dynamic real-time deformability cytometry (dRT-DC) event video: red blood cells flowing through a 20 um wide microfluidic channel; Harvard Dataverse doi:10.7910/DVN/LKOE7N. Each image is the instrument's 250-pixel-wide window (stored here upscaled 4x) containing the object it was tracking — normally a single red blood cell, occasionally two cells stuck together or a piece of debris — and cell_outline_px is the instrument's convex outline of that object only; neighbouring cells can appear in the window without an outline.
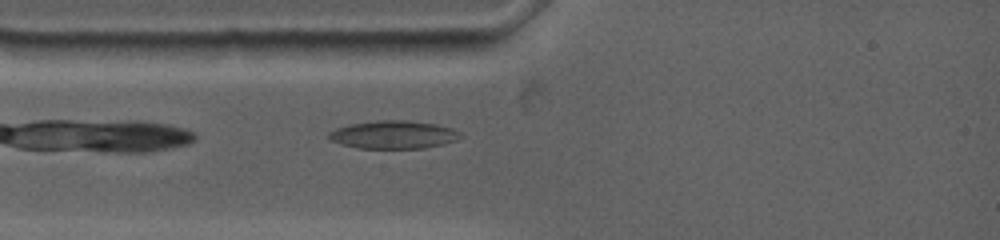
{"species": "common noctule bat (a hibernating species)", "species_latin": "Nyctalus noctula", "temperature_condition": "warm", "stored_images_in_passage": 59, "camera_frame_rate_fps": 4500, "um_per_image_px": 0.085, "animal": {"sex": "female", "body_mass_g": 19.0, "forearm_length_mm": 53.3}, "frame": {"image": 1, "passage_image": 4, "time_ms": 0.667, "image_size_px": [1000, 240], "cell_outline_px": [[464, 136], [456, 140], [444, 144], [424, 148], [356, 148], [340, 144], [328, 140], [328, 132], [336, 128], [348, 124], [376, 120], [404, 120], [436, 124], [452, 128], [460, 132]], "centroid_in_image_um": [33.42, 11.45], "position_along_channel_um": 51.6, "area_um2": 21.73}}
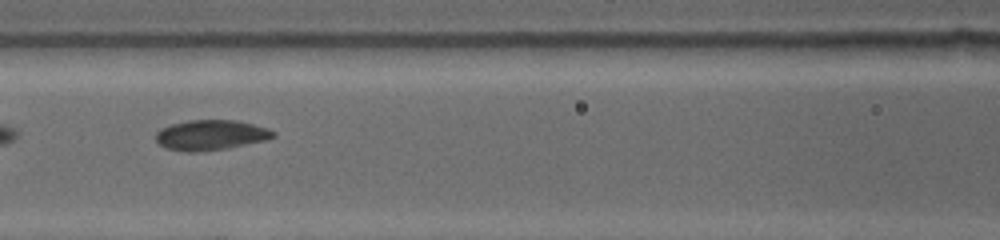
{"frame": {"image": 2, "passage_image": 16, "time_ms": 3.333, "image_size_px": [1000, 240], "cell_outline_px": [[276, 136], [264, 140], [228, 148], [200, 152], [184, 152], [164, 148], [156, 140], [156, 132], [160, 128], [168, 124], [188, 120], [236, 120], [268, 128], [276, 132]], "centroid_in_image_um": [17.87, 11.48], "position_along_channel_um": 148.7, "area_um2": 20.87}}
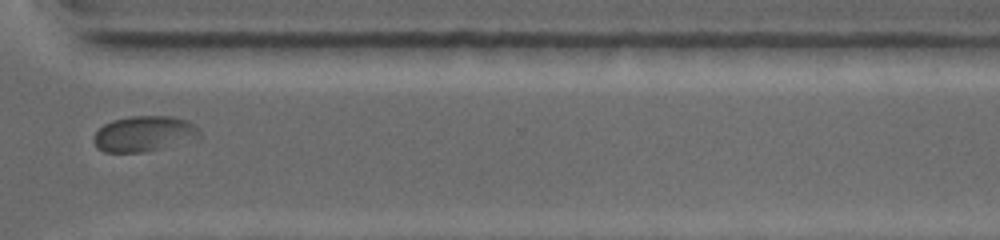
{"frame": {"image": 3, "passage_image": 41, "time_ms": 9.111, "image_size_px": [1000, 240], "cell_outline_px": [[200, 136], [160, 148], [144, 152], [104, 152], [96, 148], [92, 140], [96, 132], [104, 124], [112, 120], [128, 116], [172, 116], [188, 120], [200, 128]], "centroid_in_image_um": [12.2, 11.35], "position_along_channel_um": 358.4, "area_um2": 21.85}, "authors_computed_cell_mechanics": {"area_um2": 20.9236, "velocity_mm_per_s": 3.6206, "shape_relaxation_time_tau1_ms": 9.0526, "shape_relaxation_time_tau2_ms": 2.0114, "deformation_change_tau1": 0.1871, "deformation_change_tau2": 0.0549}}